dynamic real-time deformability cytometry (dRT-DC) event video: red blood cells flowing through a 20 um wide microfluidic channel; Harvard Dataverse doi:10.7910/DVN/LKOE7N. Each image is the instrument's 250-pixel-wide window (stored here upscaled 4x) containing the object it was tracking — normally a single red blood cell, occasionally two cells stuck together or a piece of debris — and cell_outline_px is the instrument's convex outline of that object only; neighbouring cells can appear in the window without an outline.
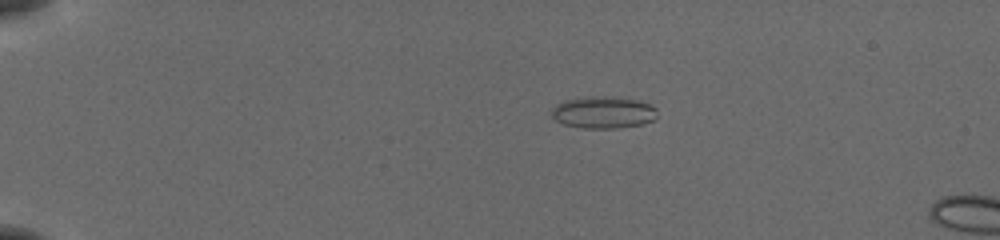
{"species": "common noctule bat (a hibernating species)", "species_latin": "Nyctalus noctula", "temperature_condition": "cold", "stored_images_in_passage": 7, "camera_frame_rate_fps": 3000, "um_per_image_px": 0.085, "animal": {"sex": "female", "body_mass_g": 19.5, "forearm_length_mm": 54.1}, "frame": {"image": 1, "passage_image": 3, "time_ms": 0.667, "image_size_px": [1000, 240], "cell_outline_px": [[656, 120], [644, 124], [616, 128], [584, 128], [564, 124], [556, 120], [552, 116], [552, 108], [556, 104], [564, 100], [588, 96], [604, 96], [640, 100], [656, 108]], "centroid_in_image_um": [51.29, 9.55], "position_along_channel_um": 33.7, "area_um2": 19.77}}